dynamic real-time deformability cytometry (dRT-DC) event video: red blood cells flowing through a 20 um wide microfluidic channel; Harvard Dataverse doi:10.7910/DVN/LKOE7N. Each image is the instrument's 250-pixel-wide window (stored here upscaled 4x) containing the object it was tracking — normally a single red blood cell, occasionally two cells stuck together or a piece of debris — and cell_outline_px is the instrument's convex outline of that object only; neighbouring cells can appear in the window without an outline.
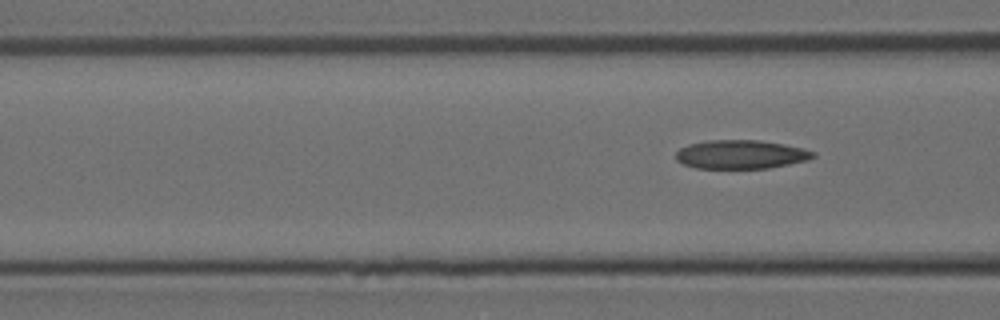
{"species": "Egyptian fruit bat (a non-hibernating species)", "species_latin": "Rousettus aegyptiacus", "temperature_condition": "room temperature", "stored_images_in_passage": 4, "camera_frame_rate_fps": 3000, "um_per_image_px": 0.085, "animal": {"sex": "female"}, "frame": {"image": 1, "passage_image": 4, "time_ms": 1.0, "image_size_px": [1000, 320], "cell_outline_px": [[816, 156], [808, 160], [768, 168], [696, 168], [684, 164], [676, 160], [676, 152], [680, 148], [688, 144], [708, 140], [760, 140], [784, 144], [804, 148], [816, 152]], "centroid_in_image_um": [62.99, 13.12], "position_along_channel_um": 103.6, "area_um2": 23.06}}